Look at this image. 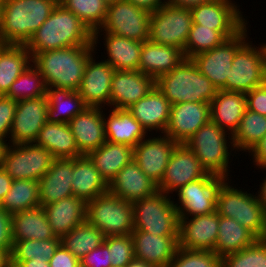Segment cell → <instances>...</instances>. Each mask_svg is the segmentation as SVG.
I'll list each match as a JSON object with an SVG mask.
<instances>
[{"mask_svg":"<svg viewBox=\"0 0 266 267\" xmlns=\"http://www.w3.org/2000/svg\"><path fill=\"white\" fill-rule=\"evenodd\" d=\"M93 45V33L60 3L25 44L31 57L36 53L71 46Z\"/></svg>","mask_w":266,"mask_h":267,"instance_id":"obj_1","label":"cell"},{"mask_svg":"<svg viewBox=\"0 0 266 267\" xmlns=\"http://www.w3.org/2000/svg\"><path fill=\"white\" fill-rule=\"evenodd\" d=\"M94 45L71 46L62 49L36 53L33 65L44 77L47 88L55 87L77 91Z\"/></svg>","mask_w":266,"mask_h":267,"instance_id":"obj_2","label":"cell"},{"mask_svg":"<svg viewBox=\"0 0 266 267\" xmlns=\"http://www.w3.org/2000/svg\"><path fill=\"white\" fill-rule=\"evenodd\" d=\"M59 0H4L0 44L25 45Z\"/></svg>","mask_w":266,"mask_h":267,"instance_id":"obj_3","label":"cell"},{"mask_svg":"<svg viewBox=\"0 0 266 267\" xmlns=\"http://www.w3.org/2000/svg\"><path fill=\"white\" fill-rule=\"evenodd\" d=\"M155 86L171 105L185 102L210 103L218 90L199 71L192 59L187 58L170 72L158 77Z\"/></svg>","mask_w":266,"mask_h":267,"instance_id":"obj_4","label":"cell"},{"mask_svg":"<svg viewBox=\"0 0 266 267\" xmlns=\"http://www.w3.org/2000/svg\"><path fill=\"white\" fill-rule=\"evenodd\" d=\"M228 183L229 179H223L219 184L216 212L220 216L235 219L258 239H266V212L257 194L244 192Z\"/></svg>","mask_w":266,"mask_h":267,"instance_id":"obj_5","label":"cell"},{"mask_svg":"<svg viewBox=\"0 0 266 267\" xmlns=\"http://www.w3.org/2000/svg\"><path fill=\"white\" fill-rule=\"evenodd\" d=\"M226 133L210 120L204 126H201L185 143L194 152L207 173L223 179H229V158L232 150H235L232 135Z\"/></svg>","mask_w":266,"mask_h":267,"instance_id":"obj_6","label":"cell"},{"mask_svg":"<svg viewBox=\"0 0 266 267\" xmlns=\"http://www.w3.org/2000/svg\"><path fill=\"white\" fill-rule=\"evenodd\" d=\"M133 231L157 236H179L180 218L169 194L154 195L132 202Z\"/></svg>","mask_w":266,"mask_h":267,"instance_id":"obj_7","label":"cell"},{"mask_svg":"<svg viewBox=\"0 0 266 267\" xmlns=\"http://www.w3.org/2000/svg\"><path fill=\"white\" fill-rule=\"evenodd\" d=\"M86 221L105 237L128 235L134 230L132 202L110 192L86 203Z\"/></svg>","mask_w":266,"mask_h":267,"instance_id":"obj_8","label":"cell"},{"mask_svg":"<svg viewBox=\"0 0 266 267\" xmlns=\"http://www.w3.org/2000/svg\"><path fill=\"white\" fill-rule=\"evenodd\" d=\"M150 14L126 0L109 5L103 25L93 33V45L96 47L99 43L102 31L139 42L149 40Z\"/></svg>","mask_w":266,"mask_h":267,"instance_id":"obj_9","label":"cell"},{"mask_svg":"<svg viewBox=\"0 0 266 267\" xmlns=\"http://www.w3.org/2000/svg\"><path fill=\"white\" fill-rule=\"evenodd\" d=\"M248 41L234 55L226 91L246 94L266 82V44L255 47Z\"/></svg>","mask_w":266,"mask_h":267,"instance_id":"obj_10","label":"cell"},{"mask_svg":"<svg viewBox=\"0 0 266 267\" xmlns=\"http://www.w3.org/2000/svg\"><path fill=\"white\" fill-rule=\"evenodd\" d=\"M192 23L190 9L164 4L150 14L149 40L184 52Z\"/></svg>","mask_w":266,"mask_h":267,"instance_id":"obj_11","label":"cell"},{"mask_svg":"<svg viewBox=\"0 0 266 267\" xmlns=\"http://www.w3.org/2000/svg\"><path fill=\"white\" fill-rule=\"evenodd\" d=\"M54 159L49 151L34 143L9 144L2 168L13 180L39 181Z\"/></svg>","mask_w":266,"mask_h":267,"instance_id":"obj_12","label":"cell"},{"mask_svg":"<svg viewBox=\"0 0 266 267\" xmlns=\"http://www.w3.org/2000/svg\"><path fill=\"white\" fill-rule=\"evenodd\" d=\"M247 25L233 38L221 45L192 57L199 71L206 76L218 90L226 91L232 61L237 50L249 39Z\"/></svg>","mask_w":266,"mask_h":267,"instance_id":"obj_13","label":"cell"},{"mask_svg":"<svg viewBox=\"0 0 266 267\" xmlns=\"http://www.w3.org/2000/svg\"><path fill=\"white\" fill-rule=\"evenodd\" d=\"M231 0H213L191 8L193 23L218 31L226 40L233 38L247 21Z\"/></svg>","mask_w":266,"mask_h":267,"instance_id":"obj_14","label":"cell"},{"mask_svg":"<svg viewBox=\"0 0 266 267\" xmlns=\"http://www.w3.org/2000/svg\"><path fill=\"white\" fill-rule=\"evenodd\" d=\"M223 178L208 173L206 176L181 186L174 205L179 217H194L216 211V196Z\"/></svg>","mask_w":266,"mask_h":267,"instance_id":"obj_15","label":"cell"},{"mask_svg":"<svg viewBox=\"0 0 266 267\" xmlns=\"http://www.w3.org/2000/svg\"><path fill=\"white\" fill-rule=\"evenodd\" d=\"M48 97H38L17 102L9 144H29L37 139L48 121Z\"/></svg>","mask_w":266,"mask_h":267,"instance_id":"obj_16","label":"cell"},{"mask_svg":"<svg viewBox=\"0 0 266 267\" xmlns=\"http://www.w3.org/2000/svg\"><path fill=\"white\" fill-rule=\"evenodd\" d=\"M207 174L194 152L186 144H177L165 168L163 178L157 185L158 191L170 195L181 186Z\"/></svg>","mask_w":266,"mask_h":267,"instance_id":"obj_17","label":"cell"},{"mask_svg":"<svg viewBox=\"0 0 266 267\" xmlns=\"http://www.w3.org/2000/svg\"><path fill=\"white\" fill-rule=\"evenodd\" d=\"M159 136L143 139L133 148V160L157 185L161 182L173 150L178 144L165 134Z\"/></svg>","mask_w":266,"mask_h":267,"instance_id":"obj_18","label":"cell"},{"mask_svg":"<svg viewBox=\"0 0 266 267\" xmlns=\"http://www.w3.org/2000/svg\"><path fill=\"white\" fill-rule=\"evenodd\" d=\"M210 120V103L173 104L164 134L178 144H185L201 126Z\"/></svg>","mask_w":266,"mask_h":267,"instance_id":"obj_19","label":"cell"},{"mask_svg":"<svg viewBox=\"0 0 266 267\" xmlns=\"http://www.w3.org/2000/svg\"><path fill=\"white\" fill-rule=\"evenodd\" d=\"M179 248L212 251L218 237L219 214L215 211L194 217H179Z\"/></svg>","mask_w":266,"mask_h":267,"instance_id":"obj_20","label":"cell"},{"mask_svg":"<svg viewBox=\"0 0 266 267\" xmlns=\"http://www.w3.org/2000/svg\"><path fill=\"white\" fill-rule=\"evenodd\" d=\"M155 87V79L138 70H115L111 80L110 108L127 109Z\"/></svg>","mask_w":266,"mask_h":267,"instance_id":"obj_21","label":"cell"},{"mask_svg":"<svg viewBox=\"0 0 266 267\" xmlns=\"http://www.w3.org/2000/svg\"><path fill=\"white\" fill-rule=\"evenodd\" d=\"M91 56L77 90L88 107H110L111 80L115 69L105 60L95 62Z\"/></svg>","mask_w":266,"mask_h":267,"instance_id":"obj_22","label":"cell"},{"mask_svg":"<svg viewBox=\"0 0 266 267\" xmlns=\"http://www.w3.org/2000/svg\"><path fill=\"white\" fill-rule=\"evenodd\" d=\"M108 192L134 202L158 192V186L131 160L127 163L108 184Z\"/></svg>","mask_w":266,"mask_h":267,"instance_id":"obj_23","label":"cell"},{"mask_svg":"<svg viewBox=\"0 0 266 267\" xmlns=\"http://www.w3.org/2000/svg\"><path fill=\"white\" fill-rule=\"evenodd\" d=\"M103 113L100 107H87L68 122L81 155H88L106 142Z\"/></svg>","mask_w":266,"mask_h":267,"instance_id":"obj_24","label":"cell"},{"mask_svg":"<svg viewBox=\"0 0 266 267\" xmlns=\"http://www.w3.org/2000/svg\"><path fill=\"white\" fill-rule=\"evenodd\" d=\"M134 258L156 267H168L179 248V236H157L143 231H132Z\"/></svg>","mask_w":266,"mask_h":267,"instance_id":"obj_25","label":"cell"},{"mask_svg":"<svg viewBox=\"0 0 266 267\" xmlns=\"http://www.w3.org/2000/svg\"><path fill=\"white\" fill-rule=\"evenodd\" d=\"M127 110L148 132L164 134L169 122L171 103L155 86L145 97L132 104Z\"/></svg>","mask_w":266,"mask_h":267,"instance_id":"obj_26","label":"cell"},{"mask_svg":"<svg viewBox=\"0 0 266 267\" xmlns=\"http://www.w3.org/2000/svg\"><path fill=\"white\" fill-rule=\"evenodd\" d=\"M73 158L54 159L38 181L40 205L45 206L73 195Z\"/></svg>","mask_w":266,"mask_h":267,"instance_id":"obj_27","label":"cell"},{"mask_svg":"<svg viewBox=\"0 0 266 267\" xmlns=\"http://www.w3.org/2000/svg\"><path fill=\"white\" fill-rule=\"evenodd\" d=\"M246 108L245 93L217 90L210 102L211 121L233 136Z\"/></svg>","mask_w":266,"mask_h":267,"instance_id":"obj_28","label":"cell"},{"mask_svg":"<svg viewBox=\"0 0 266 267\" xmlns=\"http://www.w3.org/2000/svg\"><path fill=\"white\" fill-rule=\"evenodd\" d=\"M184 59L181 49L147 40L142 42L138 71L156 80L177 67Z\"/></svg>","mask_w":266,"mask_h":267,"instance_id":"obj_29","label":"cell"},{"mask_svg":"<svg viewBox=\"0 0 266 267\" xmlns=\"http://www.w3.org/2000/svg\"><path fill=\"white\" fill-rule=\"evenodd\" d=\"M42 207L56 237L61 238L86 221V202L74 195Z\"/></svg>","mask_w":266,"mask_h":267,"instance_id":"obj_30","label":"cell"},{"mask_svg":"<svg viewBox=\"0 0 266 267\" xmlns=\"http://www.w3.org/2000/svg\"><path fill=\"white\" fill-rule=\"evenodd\" d=\"M109 112L110 114L107 118L104 114L106 141L125 144L134 148L141 140L145 139V136L148 135L145 128L127 109L112 108Z\"/></svg>","mask_w":266,"mask_h":267,"instance_id":"obj_31","label":"cell"},{"mask_svg":"<svg viewBox=\"0 0 266 267\" xmlns=\"http://www.w3.org/2000/svg\"><path fill=\"white\" fill-rule=\"evenodd\" d=\"M72 190L86 203L108 192V183L87 155L73 158Z\"/></svg>","mask_w":266,"mask_h":267,"instance_id":"obj_32","label":"cell"},{"mask_svg":"<svg viewBox=\"0 0 266 267\" xmlns=\"http://www.w3.org/2000/svg\"><path fill=\"white\" fill-rule=\"evenodd\" d=\"M34 144L49 151L55 159L82 156L68 123L46 122Z\"/></svg>","mask_w":266,"mask_h":267,"instance_id":"obj_33","label":"cell"},{"mask_svg":"<svg viewBox=\"0 0 266 267\" xmlns=\"http://www.w3.org/2000/svg\"><path fill=\"white\" fill-rule=\"evenodd\" d=\"M12 240L56 238L42 206L12 214Z\"/></svg>","mask_w":266,"mask_h":267,"instance_id":"obj_34","label":"cell"},{"mask_svg":"<svg viewBox=\"0 0 266 267\" xmlns=\"http://www.w3.org/2000/svg\"><path fill=\"white\" fill-rule=\"evenodd\" d=\"M87 156L109 184L116 174L133 160V147L106 141Z\"/></svg>","mask_w":266,"mask_h":267,"instance_id":"obj_35","label":"cell"},{"mask_svg":"<svg viewBox=\"0 0 266 267\" xmlns=\"http://www.w3.org/2000/svg\"><path fill=\"white\" fill-rule=\"evenodd\" d=\"M103 38L107 63L115 70H138L142 42L111 33H105Z\"/></svg>","mask_w":266,"mask_h":267,"instance_id":"obj_36","label":"cell"},{"mask_svg":"<svg viewBox=\"0 0 266 267\" xmlns=\"http://www.w3.org/2000/svg\"><path fill=\"white\" fill-rule=\"evenodd\" d=\"M48 122L68 123L88 106L77 91L55 87L47 88Z\"/></svg>","mask_w":266,"mask_h":267,"instance_id":"obj_37","label":"cell"},{"mask_svg":"<svg viewBox=\"0 0 266 267\" xmlns=\"http://www.w3.org/2000/svg\"><path fill=\"white\" fill-rule=\"evenodd\" d=\"M258 238L235 219L219 215L218 237L215 253L223 257L253 245Z\"/></svg>","mask_w":266,"mask_h":267,"instance_id":"obj_38","label":"cell"},{"mask_svg":"<svg viewBox=\"0 0 266 267\" xmlns=\"http://www.w3.org/2000/svg\"><path fill=\"white\" fill-rule=\"evenodd\" d=\"M32 63L25 45L0 44V95H5L11 84Z\"/></svg>","mask_w":266,"mask_h":267,"instance_id":"obj_39","label":"cell"},{"mask_svg":"<svg viewBox=\"0 0 266 267\" xmlns=\"http://www.w3.org/2000/svg\"><path fill=\"white\" fill-rule=\"evenodd\" d=\"M104 234L96 227L84 221L60 238L61 245L76 258L82 259L92 250L104 243Z\"/></svg>","mask_w":266,"mask_h":267,"instance_id":"obj_40","label":"cell"},{"mask_svg":"<svg viewBox=\"0 0 266 267\" xmlns=\"http://www.w3.org/2000/svg\"><path fill=\"white\" fill-rule=\"evenodd\" d=\"M39 206L38 181L35 180H13L10 190L0 204V207L10 214Z\"/></svg>","mask_w":266,"mask_h":267,"instance_id":"obj_41","label":"cell"},{"mask_svg":"<svg viewBox=\"0 0 266 267\" xmlns=\"http://www.w3.org/2000/svg\"><path fill=\"white\" fill-rule=\"evenodd\" d=\"M266 134V116L246 108L237 131L232 136L234 148L249 152ZM248 150V151H247Z\"/></svg>","mask_w":266,"mask_h":267,"instance_id":"obj_42","label":"cell"},{"mask_svg":"<svg viewBox=\"0 0 266 267\" xmlns=\"http://www.w3.org/2000/svg\"><path fill=\"white\" fill-rule=\"evenodd\" d=\"M5 96L17 102L47 96V86L44 77L31 63L11 84Z\"/></svg>","mask_w":266,"mask_h":267,"instance_id":"obj_43","label":"cell"},{"mask_svg":"<svg viewBox=\"0 0 266 267\" xmlns=\"http://www.w3.org/2000/svg\"><path fill=\"white\" fill-rule=\"evenodd\" d=\"M59 3L74 13L92 33L105 21L108 5L104 0H59Z\"/></svg>","mask_w":266,"mask_h":267,"instance_id":"obj_44","label":"cell"},{"mask_svg":"<svg viewBox=\"0 0 266 267\" xmlns=\"http://www.w3.org/2000/svg\"><path fill=\"white\" fill-rule=\"evenodd\" d=\"M60 245V237L48 240H13L11 262L49 260Z\"/></svg>","mask_w":266,"mask_h":267,"instance_id":"obj_45","label":"cell"},{"mask_svg":"<svg viewBox=\"0 0 266 267\" xmlns=\"http://www.w3.org/2000/svg\"><path fill=\"white\" fill-rule=\"evenodd\" d=\"M225 40L218 31L192 23L185 45L184 56L187 59H191L199 53L221 45Z\"/></svg>","mask_w":266,"mask_h":267,"instance_id":"obj_46","label":"cell"},{"mask_svg":"<svg viewBox=\"0 0 266 267\" xmlns=\"http://www.w3.org/2000/svg\"><path fill=\"white\" fill-rule=\"evenodd\" d=\"M222 267H266V239L222 257Z\"/></svg>","mask_w":266,"mask_h":267,"instance_id":"obj_47","label":"cell"},{"mask_svg":"<svg viewBox=\"0 0 266 267\" xmlns=\"http://www.w3.org/2000/svg\"><path fill=\"white\" fill-rule=\"evenodd\" d=\"M168 267H222V258L212 251L178 248Z\"/></svg>","mask_w":266,"mask_h":267,"instance_id":"obj_48","label":"cell"},{"mask_svg":"<svg viewBox=\"0 0 266 267\" xmlns=\"http://www.w3.org/2000/svg\"><path fill=\"white\" fill-rule=\"evenodd\" d=\"M104 243L108 246L112 267H126L134 258L131 234L107 236Z\"/></svg>","mask_w":266,"mask_h":267,"instance_id":"obj_49","label":"cell"},{"mask_svg":"<svg viewBox=\"0 0 266 267\" xmlns=\"http://www.w3.org/2000/svg\"><path fill=\"white\" fill-rule=\"evenodd\" d=\"M16 107L17 101L5 95H0V139L4 141L9 138Z\"/></svg>","mask_w":266,"mask_h":267,"instance_id":"obj_50","label":"cell"},{"mask_svg":"<svg viewBox=\"0 0 266 267\" xmlns=\"http://www.w3.org/2000/svg\"><path fill=\"white\" fill-rule=\"evenodd\" d=\"M110 260L108 246L103 243L80 259V265L83 267H112Z\"/></svg>","mask_w":266,"mask_h":267,"instance_id":"obj_51","label":"cell"},{"mask_svg":"<svg viewBox=\"0 0 266 267\" xmlns=\"http://www.w3.org/2000/svg\"><path fill=\"white\" fill-rule=\"evenodd\" d=\"M247 109L266 116V82L246 93Z\"/></svg>","mask_w":266,"mask_h":267,"instance_id":"obj_52","label":"cell"},{"mask_svg":"<svg viewBox=\"0 0 266 267\" xmlns=\"http://www.w3.org/2000/svg\"><path fill=\"white\" fill-rule=\"evenodd\" d=\"M12 214L0 207V249H13Z\"/></svg>","mask_w":266,"mask_h":267,"instance_id":"obj_53","label":"cell"},{"mask_svg":"<svg viewBox=\"0 0 266 267\" xmlns=\"http://www.w3.org/2000/svg\"><path fill=\"white\" fill-rule=\"evenodd\" d=\"M50 267H79L80 260L60 245L49 259Z\"/></svg>","mask_w":266,"mask_h":267,"instance_id":"obj_54","label":"cell"},{"mask_svg":"<svg viewBox=\"0 0 266 267\" xmlns=\"http://www.w3.org/2000/svg\"><path fill=\"white\" fill-rule=\"evenodd\" d=\"M249 153L253 156L252 160L255 166H259L258 168L266 166V134L253 146Z\"/></svg>","mask_w":266,"mask_h":267,"instance_id":"obj_55","label":"cell"},{"mask_svg":"<svg viewBox=\"0 0 266 267\" xmlns=\"http://www.w3.org/2000/svg\"><path fill=\"white\" fill-rule=\"evenodd\" d=\"M134 5L146 9L150 12L156 11L158 8L166 4V0H126Z\"/></svg>","mask_w":266,"mask_h":267,"instance_id":"obj_56","label":"cell"},{"mask_svg":"<svg viewBox=\"0 0 266 267\" xmlns=\"http://www.w3.org/2000/svg\"><path fill=\"white\" fill-rule=\"evenodd\" d=\"M12 182H13V179L8 175V173L3 168H1L0 169V204L3 198L6 196V194L10 190Z\"/></svg>","mask_w":266,"mask_h":267,"instance_id":"obj_57","label":"cell"},{"mask_svg":"<svg viewBox=\"0 0 266 267\" xmlns=\"http://www.w3.org/2000/svg\"><path fill=\"white\" fill-rule=\"evenodd\" d=\"M211 1L213 0H166V4L191 9Z\"/></svg>","mask_w":266,"mask_h":267,"instance_id":"obj_58","label":"cell"},{"mask_svg":"<svg viewBox=\"0 0 266 267\" xmlns=\"http://www.w3.org/2000/svg\"><path fill=\"white\" fill-rule=\"evenodd\" d=\"M11 267H50L49 260H28L23 262H11Z\"/></svg>","mask_w":266,"mask_h":267,"instance_id":"obj_59","label":"cell"},{"mask_svg":"<svg viewBox=\"0 0 266 267\" xmlns=\"http://www.w3.org/2000/svg\"><path fill=\"white\" fill-rule=\"evenodd\" d=\"M261 169H264L266 170V166H262L260 167ZM260 190H258V195H257V198L260 202V204L262 205L264 211L266 212V177L265 179L263 180V182L260 184Z\"/></svg>","mask_w":266,"mask_h":267,"instance_id":"obj_60","label":"cell"},{"mask_svg":"<svg viewBox=\"0 0 266 267\" xmlns=\"http://www.w3.org/2000/svg\"><path fill=\"white\" fill-rule=\"evenodd\" d=\"M12 249H0V267H11Z\"/></svg>","mask_w":266,"mask_h":267,"instance_id":"obj_61","label":"cell"},{"mask_svg":"<svg viewBox=\"0 0 266 267\" xmlns=\"http://www.w3.org/2000/svg\"><path fill=\"white\" fill-rule=\"evenodd\" d=\"M126 267H156L150 263H146L144 260L133 258Z\"/></svg>","mask_w":266,"mask_h":267,"instance_id":"obj_62","label":"cell"},{"mask_svg":"<svg viewBox=\"0 0 266 267\" xmlns=\"http://www.w3.org/2000/svg\"><path fill=\"white\" fill-rule=\"evenodd\" d=\"M0 139V169L3 167L4 157L9 146V142Z\"/></svg>","mask_w":266,"mask_h":267,"instance_id":"obj_63","label":"cell"},{"mask_svg":"<svg viewBox=\"0 0 266 267\" xmlns=\"http://www.w3.org/2000/svg\"><path fill=\"white\" fill-rule=\"evenodd\" d=\"M120 1V0H104V2L109 6L111 4H114L115 2Z\"/></svg>","mask_w":266,"mask_h":267,"instance_id":"obj_64","label":"cell"},{"mask_svg":"<svg viewBox=\"0 0 266 267\" xmlns=\"http://www.w3.org/2000/svg\"><path fill=\"white\" fill-rule=\"evenodd\" d=\"M3 1H4V0H0V25H1V19H2V7H3Z\"/></svg>","mask_w":266,"mask_h":267,"instance_id":"obj_65","label":"cell"}]
</instances>
